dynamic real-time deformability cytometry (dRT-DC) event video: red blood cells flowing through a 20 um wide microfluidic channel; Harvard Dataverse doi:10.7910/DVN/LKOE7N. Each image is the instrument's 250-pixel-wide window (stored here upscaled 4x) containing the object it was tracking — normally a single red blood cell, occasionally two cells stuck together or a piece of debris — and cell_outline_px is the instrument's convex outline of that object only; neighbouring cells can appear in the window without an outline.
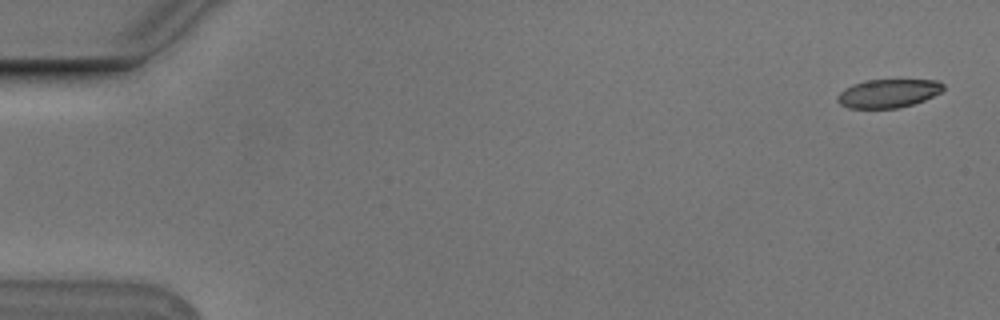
{"species": "Egyptian fruit bat (a non-hibernating species)", "species_latin": "Rousettus aegyptiacus", "temperature_condition": "cold", "stored_images_in_passage": 54, "camera_frame_rate_fps": 3000, "um_per_image_px": 0.085, "animal": {"sex": "male"}, "frame": {"image": 1, "passage_image": 1, "time_ms": 0.0, "image_size_px": [1000, 320], "cell_outline_px": [[944, 88], [940, 92], [924, 100], [900, 108], [848, 108], [840, 104], [836, 100], [836, 96], [844, 88], [852, 84], [864, 80], [936, 80], [944, 84]], "centroid_in_image_um": [75.46, 7.93], "position_along_channel_um": 9.5, "area_um2": 17.63}}
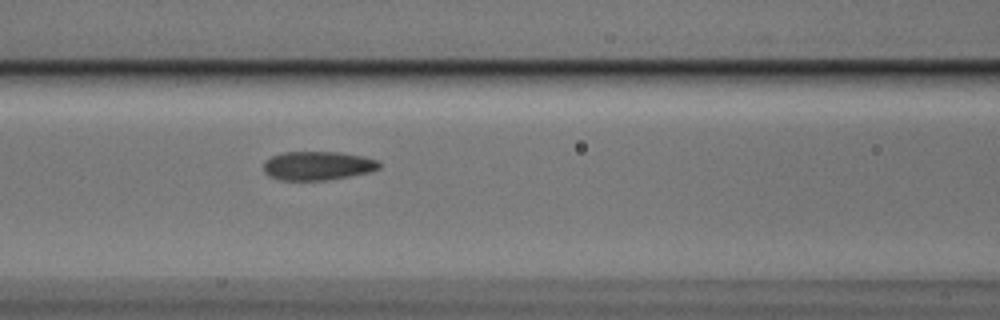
{"frame": {"image": 2, "passage_image": 23, "time_ms": 7.333, "image_size_px": [1000, 320], "cell_outline_px": [[380, 168], [368, 172], [328, 180], [280, 180], [268, 176], [264, 172], [264, 160], [272, 156], [284, 152], [340, 152], [364, 156], [376, 160], [380, 164]], "centroid_in_image_um": [26.97, 14.08], "position_along_channel_um": 139.6, "area_um2": 19.42}}
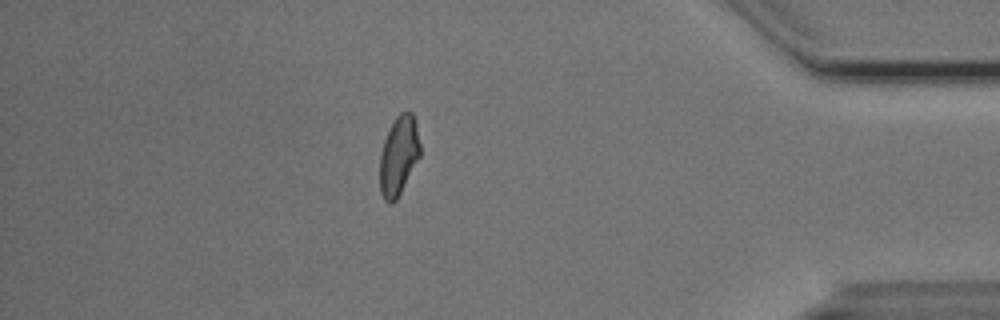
{"frame": {"image": 3, "passage_image": 47, "time_ms": 15.333, "image_size_px": [1000, 320], "cell_outline_px": [[420, 156], [396, 200], [388, 204], [384, 200], [380, 192], [380, 156], [384, 140], [396, 116], [400, 112], [412, 112], [416, 124], [420, 144]], "centroid_in_image_um": [33.89, 13.24], "position_along_channel_um": 401.3, "area_um2": 18.38}, "authors_computed_cell_mechanics": {"area_um2": 19.1318, "velocity_mm_per_s": 3.7586, "shape_relaxation_time_tau1_ms": 6.7259, "shape_relaxation_time_tau2_ms": 1.9468, "deformation_change_tau1": 0.1614, "deformation_change_tau2": 0.065}}